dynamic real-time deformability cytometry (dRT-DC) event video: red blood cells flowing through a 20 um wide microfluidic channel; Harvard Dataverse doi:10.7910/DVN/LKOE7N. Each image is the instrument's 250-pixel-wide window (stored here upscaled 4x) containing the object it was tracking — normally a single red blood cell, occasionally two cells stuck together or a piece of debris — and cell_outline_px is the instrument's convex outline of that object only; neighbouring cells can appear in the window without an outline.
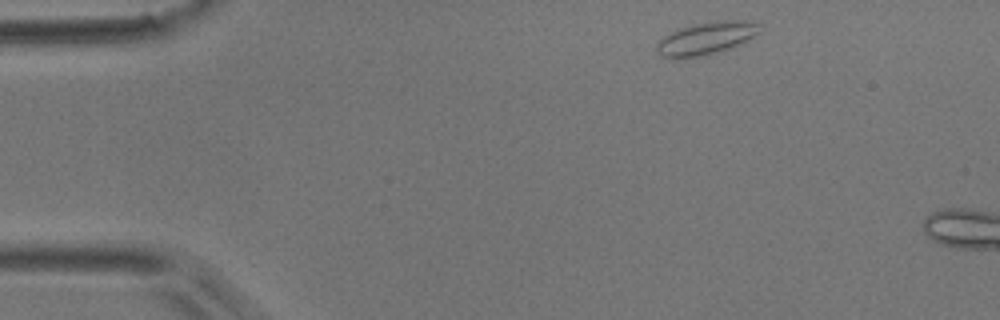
{"species": "common noctule bat (a hibernating species)", "species_latin": "Nyctalus noctula", "temperature_condition": "room temperature", "stored_images_in_passage": 2, "camera_frame_rate_fps": 3000, "um_per_image_px": 0.085, "animal": {"sex": "male", "body_mass_g": 17.9}, "frame": {"image": 1, "passage_image": 1, "time_ms": 0.0, "image_size_px": [1000, 320], "cell_outline_px": [[760, 32], [748, 40], [728, 48], [716, 52], [700, 56], [660, 56], [656, 52], [656, 44], [664, 36], [680, 28], [692, 24], [720, 20], [744, 20], [756, 24]], "centroid_in_image_um": [60.01, 3.23], "position_along_channel_um": 25.0, "area_um2": 18.9}}